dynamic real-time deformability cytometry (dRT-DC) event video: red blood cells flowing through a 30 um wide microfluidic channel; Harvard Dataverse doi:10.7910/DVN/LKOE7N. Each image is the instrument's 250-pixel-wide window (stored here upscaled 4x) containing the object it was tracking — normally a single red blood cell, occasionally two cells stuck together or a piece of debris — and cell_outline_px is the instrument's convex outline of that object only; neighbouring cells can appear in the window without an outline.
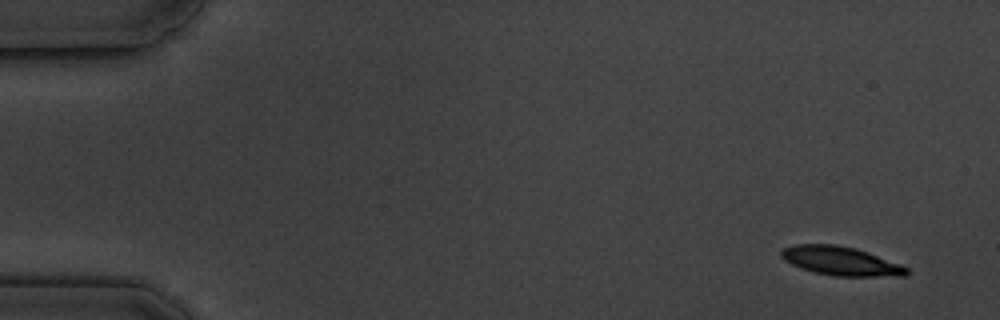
{"species": "common noctule bat (a hibernating species)", "species_latin": "Nyctalus noctula", "temperature_condition": "cold", "stored_images_in_passage": 15, "camera_frame_rate_fps": 3000, "um_per_image_px": 0.085, "animal": {"sex": "male", "body_mass_g": 19.5, "forearm_length_mm": 54.6}, "frame": {"image": 1, "passage_image": 1, "time_ms": 0.0, "image_size_px": [1000, 320], "cell_outline_px": [[908, 272], [904, 276], [836, 276], [812, 272], [800, 268], [784, 260], [780, 256], [780, 252], [784, 248], [796, 244], [836, 244], [856, 248], [900, 264], [908, 268]], "centroid_in_image_um": [71.44, 22.18], "position_along_channel_um": 13.6, "area_um2": 21.04}}
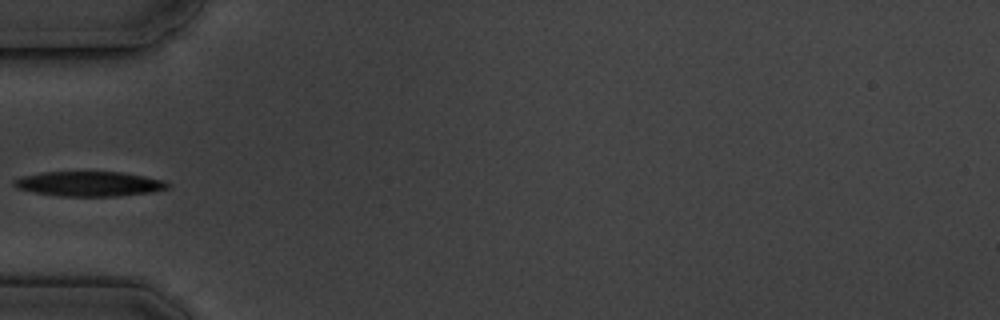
{"frame": {"image": 2, "passage_image": 5, "time_ms": 5.333, "image_size_px": [1000, 320], "cell_outline_px": [[172, 184], [168, 188], [152, 192], [116, 196], [60, 196], [32, 192], [16, 188], [12, 184], [12, 180], [20, 176], [44, 172], [120, 172], [144, 176], [164, 180]], "centroid_in_image_um": [7.55, 15.62], "position_along_channel_um": 77.4, "area_um2": 22.37}}
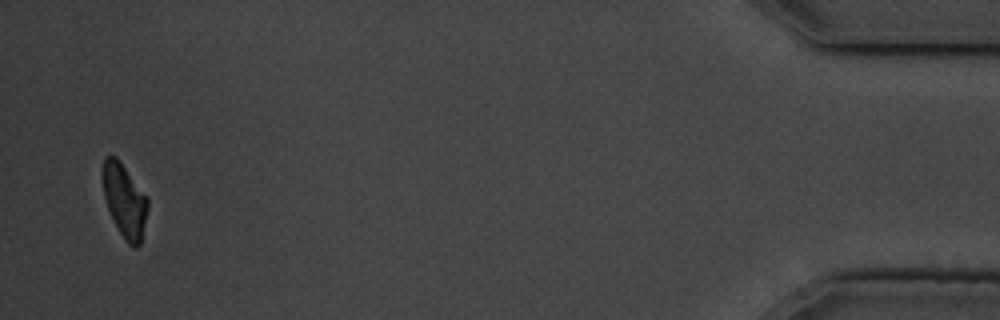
{"frame": {"image": 3, "passage_image": 15, "time_ms": 17.667, "image_size_px": [1000, 320], "cell_outline_px": [[148, 208], [140, 244], [136, 248], [132, 248], [124, 240], [108, 208], [104, 196], [104, 156], [116, 156], [148, 196]], "centroid_in_image_um": [10.63, 17.07], "position_along_channel_um": 424.6, "area_um2": 18.96}, "authors_computed_cell_mechanics": {"area_um2": 21.8484, "velocity_mm_per_s": 3.4699, "shape_relaxation_time_tau1_ms": 2.1056, "shape_relaxation_time_tau2_ms": 9.948, "deformation_change_tau1": 0.1325, "deformation_change_tau2": 0.1611}}